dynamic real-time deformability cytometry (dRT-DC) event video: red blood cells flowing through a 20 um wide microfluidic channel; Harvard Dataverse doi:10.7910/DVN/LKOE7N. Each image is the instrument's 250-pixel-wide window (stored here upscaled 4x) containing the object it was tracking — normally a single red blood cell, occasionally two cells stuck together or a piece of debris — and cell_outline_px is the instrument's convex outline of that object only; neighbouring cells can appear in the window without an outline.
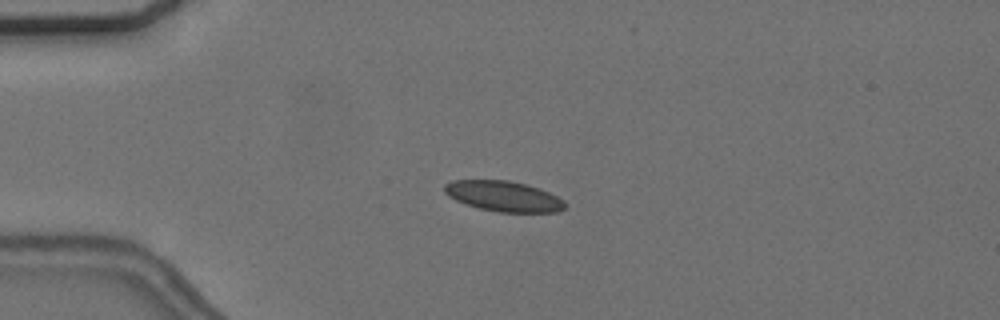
{"species": "common noctule bat (a hibernating species)", "species_latin": "Nyctalus noctula", "temperature_condition": "cold", "stored_images_in_passage": 57, "camera_frame_rate_fps": 3000, "um_per_image_px": 0.085, "animal": {"sex": "female", "body_mass_g": 24.6, "forearm_length_mm": 56.2}, "frame": {"image": 1, "passage_image": 15, "time_ms": 4.667, "image_size_px": [1000, 320], "cell_outline_px": [[568, 204], [560, 212], [500, 212], [480, 208], [456, 200], [448, 196], [444, 192], [444, 184], [452, 180], [508, 180], [540, 188], [564, 200]], "centroid_in_image_um": [42.83, 16.67], "position_along_channel_um": 42.2, "area_um2": 21.33}}
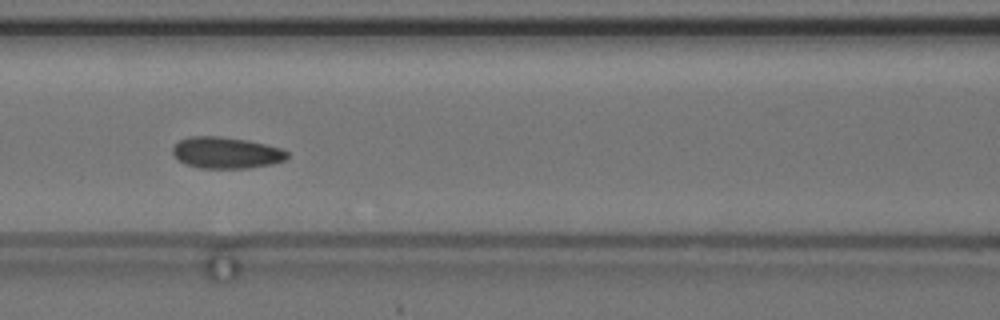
{"frame": {"image": 2, "passage_image": 26, "time_ms": 8.333, "image_size_px": [1000, 320], "cell_outline_px": [[288, 156], [284, 160], [272, 164], [248, 168], [200, 168], [184, 164], [172, 152], [172, 148], [180, 140], [192, 136], [220, 136], [248, 140], [280, 148], [288, 152]], "centroid_in_image_um": [19.23, 12.98], "position_along_channel_um": 147.4, "area_um2": 20.87}}
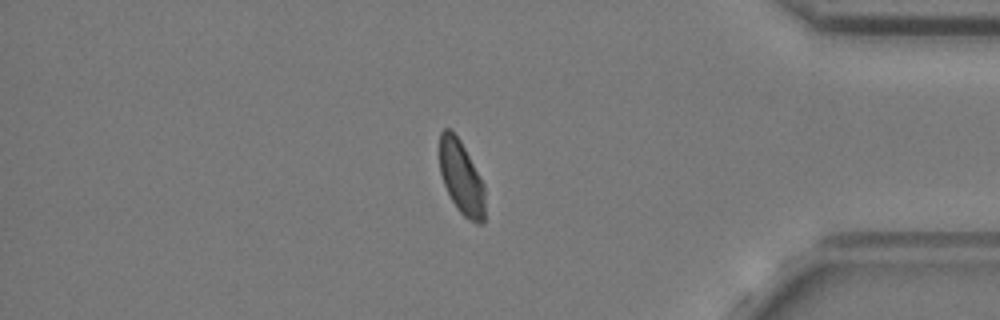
{"frame": {"image": 3, "passage_image": 49, "time_ms": 16.0, "image_size_px": [1000, 320], "cell_outline_px": [[484, 224], [476, 224], [468, 220], [456, 208], [444, 184], [440, 172], [440, 132], [444, 128], [448, 128], [460, 140], [484, 184]], "centroid_in_image_um": [39.22, 15.13], "position_along_channel_um": 396.0, "area_um2": 19.31}, "authors_computed_cell_mechanics": {"area_um2": 20.7502, "velocity_mm_per_s": 3.6288, "shape_relaxation_time_tau1_ms": 5.0154, "shape_relaxation_time_tau2_ms": 1.9658, "deformation_change_tau1": 0.0776, "deformation_change_tau2": 0.0566}}